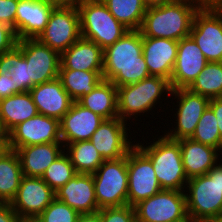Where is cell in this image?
I'll return each instance as SVG.
<instances>
[{
  "label": "cell",
  "instance_id": "1",
  "mask_svg": "<svg viewBox=\"0 0 222 222\" xmlns=\"http://www.w3.org/2000/svg\"><path fill=\"white\" fill-rule=\"evenodd\" d=\"M142 51L140 30H128L103 50V78L121 87L150 77Z\"/></svg>",
  "mask_w": 222,
  "mask_h": 222
},
{
  "label": "cell",
  "instance_id": "2",
  "mask_svg": "<svg viewBox=\"0 0 222 222\" xmlns=\"http://www.w3.org/2000/svg\"><path fill=\"white\" fill-rule=\"evenodd\" d=\"M202 5L197 0H175L147 8L139 29L142 37L179 41L190 36L194 16Z\"/></svg>",
  "mask_w": 222,
  "mask_h": 222
},
{
  "label": "cell",
  "instance_id": "3",
  "mask_svg": "<svg viewBox=\"0 0 222 222\" xmlns=\"http://www.w3.org/2000/svg\"><path fill=\"white\" fill-rule=\"evenodd\" d=\"M221 161L222 159L207 174L189 178L186 184L184 192L187 214L195 222H222Z\"/></svg>",
  "mask_w": 222,
  "mask_h": 222
},
{
  "label": "cell",
  "instance_id": "4",
  "mask_svg": "<svg viewBox=\"0 0 222 222\" xmlns=\"http://www.w3.org/2000/svg\"><path fill=\"white\" fill-rule=\"evenodd\" d=\"M155 139L148 146L141 142L135 146L151 161L162 190L184 191L189 179L184 171L180 143L165 135Z\"/></svg>",
  "mask_w": 222,
  "mask_h": 222
},
{
  "label": "cell",
  "instance_id": "5",
  "mask_svg": "<svg viewBox=\"0 0 222 222\" xmlns=\"http://www.w3.org/2000/svg\"><path fill=\"white\" fill-rule=\"evenodd\" d=\"M171 92L170 81L160 76H150L139 82L117 87L118 116L128 122L131 117L135 119L147 112L146 115L161 102L163 96L166 97V93L170 96Z\"/></svg>",
  "mask_w": 222,
  "mask_h": 222
},
{
  "label": "cell",
  "instance_id": "6",
  "mask_svg": "<svg viewBox=\"0 0 222 222\" xmlns=\"http://www.w3.org/2000/svg\"><path fill=\"white\" fill-rule=\"evenodd\" d=\"M81 37L91 40L103 50L113 45L129 29L110 13L101 0H77Z\"/></svg>",
  "mask_w": 222,
  "mask_h": 222
},
{
  "label": "cell",
  "instance_id": "7",
  "mask_svg": "<svg viewBox=\"0 0 222 222\" xmlns=\"http://www.w3.org/2000/svg\"><path fill=\"white\" fill-rule=\"evenodd\" d=\"M92 175L100 209L128 205L127 155L117 160H105Z\"/></svg>",
  "mask_w": 222,
  "mask_h": 222
},
{
  "label": "cell",
  "instance_id": "8",
  "mask_svg": "<svg viewBox=\"0 0 222 222\" xmlns=\"http://www.w3.org/2000/svg\"><path fill=\"white\" fill-rule=\"evenodd\" d=\"M208 62H222V4L202 5L190 32Z\"/></svg>",
  "mask_w": 222,
  "mask_h": 222
},
{
  "label": "cell",
  "instance_id": "9",
  "mask_svg": "<svg viewBox=\"0 0 222 222\" xmlns=\"http://www.w3.org/2000/svg\"><path fill=\"white\" fill-rule=\"evenodd\" d=\"M81 37L80 15L75 3L56 6L44 31L37 38L60 55Z\"/></svg>",
  "mask_w": 222,
  "mask_h": 222
},
{
  "label": "cell",
  "instance_id": "10",
  "mask_svg": "<svg viewBox=\"0 0 222 222\" xmlns=\"http://www.w3.org/2000/svg\"><path fill=\"white\" fill-rule=\"evenodd\" d=\"M175 97L177 102L176 113L174 117L176 122L172 127L173 129L165 130L164 135L172 140H180L183 138H190L196 126L198 125L199 119L201 118L204 111L208 108L210 99L200 94L194 93L188 88L174 89L171 95Z\"/></svg>",
  "mask_w": 222,
  "mask_h": 222
},
{
  "label": "cell",
  "instance_id": "11",
  "mask_svg": "<svg viewBox=\"0 0 222 222\" xmlns=\"http://www.w3.org/2000/svg\"><path fill=\"white\" fill-rule=\"evenodd\" d=\"M134 208L136 222H170L187 215L184 191L161 190Z\"/></svg>",
  "mask_w": 222,
  "mask_h": 222
},
{
  "label": "cell",
  "instance_id": "12",
  "mask_svg": "<svg viewBox=\"0 0 222 222\" xmlns=\"http://www.w3.org/2000/svg\"><path fill=\"white\" fill-rule=\"evenodd\" d=\"M128 205L135 206L162 190L151 161L134 146L127 154Z\"/></svg>",
  "mask_w": 222,
  "mask_h": 222
},
{
  "label": "cell",
  "instance_id": "13",
  "mask_svg": "<svg viewBox=\"0 0 222 222\" xmlns=\"http://www.w3.org/2000/svg\"><path fill=\"white\" fill-rule=\"evenodd\" d=\"M16 46L27 61L31 85H40L58 78L60 54L38 39L18 40Z\"/></svg>",
  "mask_w": 222,
  "mask_h": 222
},
{
  "label": "cell",
  "instance_id": "14",
  "mask_svg": "<svg viewBox=\"0 0 222 222\" xmlns=\"http://www.w3.org/2000/svg\"><path fill=\"white\" fill-rule=\"evenodd\" d=\"M53 142H62L60 121L39 113L8 133V147L14 151L20 147Z\"/></svg>",
  "mask_w": 222,
  "mask_h": 222
},
{
  "label": "cell",
  "instance_id": "15",
  "mask_svg": "<svg viewBox=\"0 0 222 222\" xmlns=\"http://www.w3.org/2000/svg\"><path fill=\"white\" fill-rule=\"evenodd\" d=\"M55 198V191L41 177L23 176L10 204L21 219H36Z\"/></svg>",
  "mask_w": 222,
  "mask_h": 222
},
{
  "label": "cell",
  "instance_id": "16",
  "mask_svg": "<svg viewBox=\"0 0 222 222\" xmlns=\"http://www.w3.org/2000/svg\"><path fill=\"white\" fill-rule=\"evenodd\" d=\"M127 125V122L119 117L104 119L91 136L90 141L104 160L123 158L135 146L132 143H137L128 139L131 132Z\"/></svg>",
  "mask_w": 222,
  "mask_h": 222
},
{
  "label": "cell",
  "instance_id": "17",
  "mask_svg": "<svg viewBox=\"0 0 222 222\" xmlns=\"http://www.w3.org/2000/svg\"><path fill=\"white\" fill-rule=\"evenodd\" d=\"M208 61L191 36L178 41L176 63L170 79L172 90L188 88Z\"/></svg>",
  "mask_w": 222,
  "mask_h": 222
},
{
  "label": "cell",
  "instance_id": "18",
  "mask_svg": "<svg viewBox=\"0 0 222 222\" xmlns=\"http://www.w3.org/2000/svg\"><path fill=\"white\" fill-rule=\"evenodd\" d=\"M56 5L40 0H19L15 16L18 40L37 39L44 31Z\"/></svg>",
  "mask_w": 222,
  "mask_h": 222
},
{
  "label": "cell",
  "instance_id": "19",
  "mask_svg": "<svg viewBox=\"0 0 222 222\" xmlns=\"http://www.w3.org/2000/svg\"><path fill=\"white\" fill-rule=\"evenodd\" d=\"M104 118L73 102L69 111L60 120V136L64 146L77 141L90 140Z\"/></svg>",
  "mask_w": 222,
  "mask_h": 222
},
{
  "label": "cell",
  "instance_id": "20",
  "mask_svg": "<svg viewBox=\"0 0 222 222\" xmlns=\"http://www.w3.org/2000/svg\"><path fill=\"white\" fill-rule=\"evenodd\" d=\"M142 44V53L150 76H160L170 81L176 63L178 41L142 37Z\"/></svg>",
  "mask_w": 222,
  "mask_h": 222
},
{
  "label": "cell",
  "instance_id": "21",
  "mask_svg": "<svg viewBox=\"0 0 222 222\" xmlns=\"http://www.w3.org/2000/svg\"><path fill=\"white\" fill-rule=\"evenodd\" d=\"M55 194L58 200L80 214L95 213L100 210L95 196L92 174L77 173Z\"/></svg>",
  "mask_w": 222,
  "mask_h": 222
},
{
  "label": "cell",
  "instance_id": "22",
  "mask_svg": "<svg viewBox=\"0 0 222 222\" xmlns=\"http://www.w3.org/2000/svg\"><path fill=\"white\" fill-rule=\"evenodd\" d=\"M29 92L39 114L56 118L59 121L74 102L62 86L59 78L35 85Z\"/></svg>",
  "mask_w": 222,
  "mask_h": 222
},
{
  "label": "cell",
  "instance_id": "23",
  "mask_svg": "<svg viewBox=\"0 0 222 222\" xmlns=\"http://www.w3.org/2000/svg\"><path fill=\"white\" fill-rule=\"evenodd\" d=\"M15 151L20 160L23 176L42 177L48 166L65 150L62 142H53L20 147Z\"/></svg>",
  "mask_w": 222,
  "mask_h": 222
},
{
  "label": "cell",
  "instance_id": "24",
  "mask_svg": "<svg viewBox=\"0 0 222 222\" xmlns=\"http://www.w3.org/2000/svg\"><path fill=\"white\" fill-rule=\"evenodd\" d=\"M177 141L180 143L183 167L188 179L207 174L222 157L218 149L191 138Z\"/></svg>",
  "mask_w": 222,
  "mask_h": 222
},
{
  "label": "cell",
  "instance_id": "25",
  "mask_svg": "<svg viewBox=\"0 0 222 222\" xmlns=\"http://www.w3.org/2000/svg\"><path fill=\"white\" fill-rule=\"evenodd\" d=\"M60 69L103 71V49L80 37L60 55Z\"/></svg>",
  "mask_w": 222,
  "mask_h": 222
},
{
  "label": "cell",
  "instance_id": "26",
  "mask_svg": "<svg viewBox=\"0 0 222 222\" xmlns=\"http://www.w3.org/2000/svg\"><path fill=\"white\" fill-rule=\"evenodd\" d=\"M37 114L30 92H21L0 100V119L7 133Z\"/></svg>",
  "mask_w": 222,
  "mask_h": 222
},
{
  "label": "cell",
  "instance_id": "27",
  "mask_svg": "<svg viewBox=\"0 0 222 222\" xmlns=\"http://www.w3.org/2000/svg\"><path fill=\"white\" fill-rule=\"evenodd\" d=\"M77 102L104 119L117 118V87L109 80L103 79L95 89L82 96Z\"/></svg>",
  "mask_w": 222,
  "mask_h": 222
},
{
  "label": "cell",
  "instance_id": "28",
  "mask_svg": "<svg viewBox=\"0 0 222 222\" xmlns=\"http://www.w3.org/2000/svg\"><path fill=\"white\" fill-rule=\"evenodd\" d=\"M23 177L16 151L9 149L0 157V203H10Z\"/></svg>",
  "mask_w": 222,
  "mask_h": 222
},
{
  "label": "cell",
  "instance_id": "29",
  "mask_svg": "<svg viewBox=\"0 0 222 222\" xmlns=\"http://www.w3.org/2000/svg\"><path fill=\"white\" fill-rule=\"evenodd\" d=\"M62 86L75 102L82 96L92 92L104 79L103 71H84L72 69H59Z\"/></svg>",
  "mask_w": 222,
  "mask_h": 222
},
{
  "label": "cell",
  "instance_id": "30",
  "mask_svg": "<svg viewBox=\"0 0 222 222\" xmlns=\"http://www.w3.org/2000/svg\"><path fill=\"white\" fill-rule=\"evenodd\" d=\"M64 150L77 173L93 174L105 161L90 140L66 144Z\"/></svg>",
  "mask_w": 222,
  "mask_h": 222
},
{
  "label": "cell",
  "instance_id": "31",
  "mask_svg": "<svg viewBox=\"0 0 222 222\" xmlns=\"http://www.w3.org/2000/svg\"><path fill=\"white\" fill-rule=\"evenodd\" d=\"M110 13L129 30H139L147 6L144 0H101Z\"/></svg>",
  "mask_w": 222,
  "mask_h": 222
},
{
  "label": "cell",
  "instance_id": "32",
  "mask_svg": "<svg viewBox=\"0 0 222 222\" xmlns=\"http://www.w3.org/2000/svg\"><path fill=\"white\" fill-rule=\"evenodd\" d=\"M0 74H9L20 92H29L33 87L27 61L17 46L0 55Z\"/></svg>",
  "mask_w": 222,
  "mask_h": 222
},
{
  "label": "cell",
  "instance_id": "33",
  "mask_svg": "<svg viewBox=\"0 0 222 222\" xmlns=\"http://www.w3.org/2000/svg\"><path fill=\"white\" fill-rule=\"evenodd\" d=\"M208 99L222 97V62H208L188 87Z\"/></svg>",
  "mask_w": 222,
  "mask_h": 222
},
{
  "label": "cell",
  "instance_id": "34",
  "mask_svg": "<svg viewBox=\"0 0 222 222\" xmlns=\"http://www.w3.org/2000/svg\"><path fill=\"white\" fill-rule=\"evenodd\" d=\"M190 138L202 144L212 146L222 153V140L216 116L209 106L199 119L198 125Z\"/></svg>",
  "mask_w": 222,
  "mask_h": 222
},
{
  "label": "cell",
  "instance_id": "35",
  "mask_svg": "<svg viewBox=\"0 0 222 222\" xmlns=\"http://www.w3.org/2000/svg\"><path fill=\"white\" fill-rule=\"evenodd\" d=\"M77 172L69 156L63 152L42 175L44 182L55 192L63 187Z\"/></svg>",
  "mask_w": 222,
  "mask_h": 222
},
{
  "label": "cell",
  "instance_id": "36",
  "mask_svg": "<svg viewBox=\"0 0 222 222\" xmlns=\"http://www.w3.org/2000/svg\"><path fill=\"white\" fill-rule=\"evenodd\" d=\"M80 213L55 198L36 218L39 222H77Z\"/></svg>",
  "mask_w": 222,
  "mask_h": 222
},
{
  "label": "cell",
  "instance_id": "37",
  "mask_svg": "<svg viewBox=\"0 0 222 222\" xmlns=\"http://www.w3.org/2000/svg\"><path fill=\"white\" fill-rule=\"evenodd\" d=\"M100 216L102 222H136L135 208L130 205L101 208Z\"/></svg>",
  "mask_w": 222,
  "mask_h": 222
},
{
  "label": "cell",
  "instance_id": "38",
  "mask_svg": "<svg viewBox=\"0 0 222 222\" xmlns=\"http://www.w3.org/2000/svg\"><path fill=\"white\" fill-rule=\"evenodd\" d=\"M19 0H0V22L9 25L15 32V16Z\"/></svg>",
  "mask_w": 222,
  "mask_h": 222
},
{
  "label": "cell",
  "instance_id": "39",
  "mask_svg": "<svg viewBox=\"0 0 222 222\" xmlns=\"http://www.w3.org/2000/svg\"><path fill=\"white\" fill-rule=\"evenodd\" d=\"M17 41L13 28L0 22V55L11 51L16 46Z\"/></svg>",
  "mask_w": 222,
  "mask_h": 222
},
{
  "label": "cell",
  "instance_id": "40",
  "mask_svg": "<svg viewBox=\"0 0 222 222\" xmlns=\"http://www.w3.org/2000/svg\"><path fill=\"white\" fill-rule=\"evenodd\" d=\"M21 93L9 74H0V100Z\"/></svg>",
  "mask_w": 222,
  "mask_h": 222
},
{
  "label": "cell",
  "instance_id": "41",
  "mask_svg": "<svg viewBox=\"0 0 222 222\" xmlns=\"http://www.w3.org/2000/svg\"><path fill=\"white\" fill-rule=\"evenodd\" d=\"M0 222H22L10 203H0Z\"/></svg>",
  "mask_w": 222,
  "mask_h": 222
},
{
  "label": "cell",
  "instance_id": "42",
  "mask_svg": "<svg viewBox=\"0 0 222 222\" xmlns=\"http://www.w3.org/2000/svg\"><path fill=\"white\" fill-rule=\"evenodd\" d=\"M209 107L216 116L219 133L222 140V97L210 99Z\"/></svg>",
  "mask_w": 222,
  "mask_h": 222
},
{
  "label": "cell",
  "instance_id": "43",
  "mask_svg": "<svg viewBox=\"0 0 222 222\" xmlns=\"http://www.w3.org/2000/svg\"><path fill=\"white\" fill-rule=\"evenodd\" d=\"M77 222H102L100 216V210L95 213L80 214Z\"/></svg>",
  "mask_w": 222,
  "mask_h": 222
},
{
  "label": "cell",
  "instance_id": "44",
  "mask_svg": "<svg viewBox=\"0 0 222 222\" xmlns=\"http://www.w3.org/2000/svg\"><path fill=\"white\" fill-rule=\"evenodd\" d=\"M173 1L175 0H144V3L149 8V7L164 5Z\"/></svg>",
  "mask_w": 222,
  "mask_h": 222
},
{
  "label": "cell",
  "instance_id": "45",
  "mask_svg": "<svg viewBox=\"0 0 222 222\" xmlns=\"http://www.w3.org/2000/svg\"><path fill=\"white\" fill-rule=\"evenodd\" d=\"M40 1H46L50 2L56 6H64L75 3L77 0H40Z\"/></svg>",
  "mask_w": 222,
  "mask_h": 222
},
{
  "label": "cell",
  "instance_id": "46",
  "mask_svg": "<svg viewBox=\"0 0 222 222\" xmlns=\"http://www.w3.org/2000/svg\"><path fill=\"white\" fill-rule=\"evenodd\" d=\"M8 150V140H0V157Z\"/></svg>",
  "mask_w": 222,
  "mask_h": 222
},
{
  "label": "cell",
  "instance_id": "47",
  "mask_svg": "<svg viewBox=\"0 0 222 222\" xmlns=\"http://www.w3.org/2000/svg\"><path fill=\"white\" fill-rule=\"evenodd\" d=\"M0 140H8V133L3 128L1 119H0Z\"/></svg>",
  "mask_w": 222,
  "mask_h": 222
},
{
  "label": "cell",
  "instance_id": "48",
  "mask_svg": "<svg viewBox=\"0 0 222 222\" xmlns=\"http://www.w3.org/2000/svg\"><path fill=\"white\" fill-rule=\"evenodd\" d=\"M200 1L203 5L207 4H222V0H197Z\"/></svg>",
  "mask_w": 222,
  "mask_h": 222
},
{
  "label": "cell",
  "instance_id": "49",
  "mask_svg": "<svg viewBox=\"0 0 222 222\" xmlns=\"http://www.w3.org/2000/svg\"><path fill=\"white\" fill-rule=\"evenodd\" d=\"M170 222H195L188 214L181 219L170 221Z\"/></svg>",
  "mask_w": 222,
  "mask_h": 222
},
{
  "label": "cell",
  "instance_id": "50",
  "mask_svg": "<svg viewBox=\"0 0 222 222\" xmlns=\"http://www.w3.org/2000/svg\"><path fill=\"white\" fill-rule=\"evenodd\" d=\"M22 222H39L37 219H22Z\"/></svg>",
  "mask_w": 222,
  "mask_h": 222
}]
</instances>
